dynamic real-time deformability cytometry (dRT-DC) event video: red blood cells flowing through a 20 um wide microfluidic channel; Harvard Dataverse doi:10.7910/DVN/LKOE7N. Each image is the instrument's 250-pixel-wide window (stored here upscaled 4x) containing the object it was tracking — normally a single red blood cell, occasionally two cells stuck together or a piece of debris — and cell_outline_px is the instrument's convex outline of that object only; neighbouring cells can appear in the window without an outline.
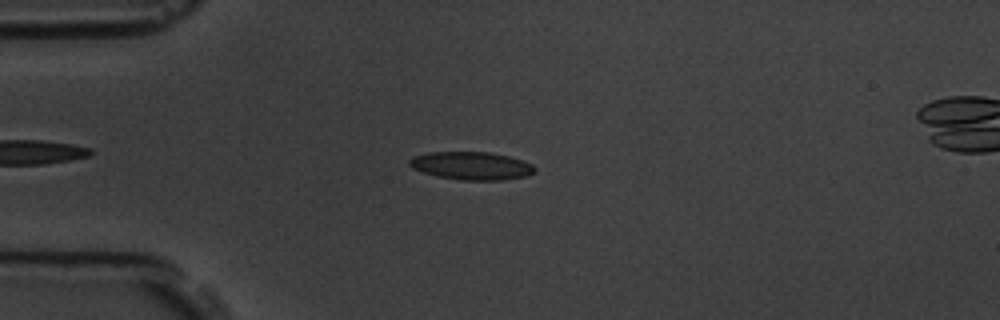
{"species": "common noctule bat (a hibernating species)", "species_latin": "Nyctalus noctula", "temperature_condition": "room temperature", "stored_images_in_passage": 6, "camera_frame_rate_fps": 3000, "um_per_image_px": 0.085, "animal": {"sex": "male", "body_mass_g": 19.5, "forearm_length_mm": 54.6}, "frame": {"image": 1, "passage_image": 5, "time_ms": 4.667, "image_size_px": [1000, 320], "cell_outline_px": [[536, 168], [528, 176], [504, 180], [460, 180], [436, 176], [412, 168], [408, 164], [408, 160], [412, 156], [432, 152], [488, 152], [508, 156], [532, 164]], "centroid_in_image_um": [40.05, 14.09], "position_along_channel_um": 45.0, "area_um2": 20.4}}